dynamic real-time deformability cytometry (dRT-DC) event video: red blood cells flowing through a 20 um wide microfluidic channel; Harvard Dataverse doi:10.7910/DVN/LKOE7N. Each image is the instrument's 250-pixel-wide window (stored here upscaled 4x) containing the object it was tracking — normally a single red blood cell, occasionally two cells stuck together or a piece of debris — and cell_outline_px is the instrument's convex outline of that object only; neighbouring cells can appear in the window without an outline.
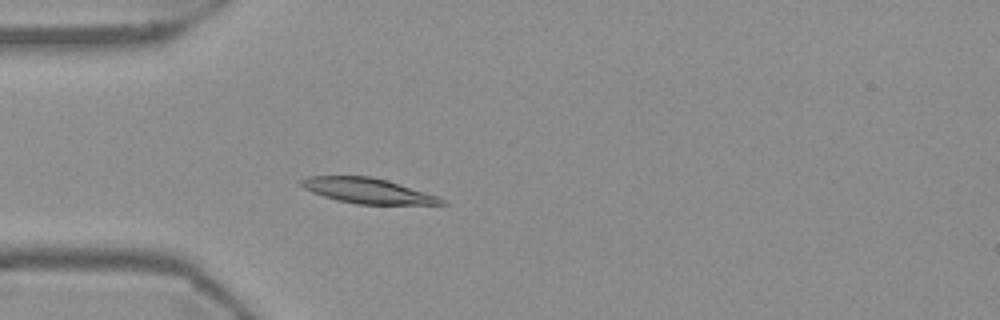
{"species": "Egyptian fruit bat (a non-hibernating species)", "species_latin": "Rousettus aegyptiacus", "temperature_condition": "warm", "stored_images_in_passage": 53, "camera_frame_rate_fps": 3000, "um_per_image_px": 0.085, "frame": {"image": 1, "passage_image": 14, "time_ms": 4.333, "image_size_px": [1000, 320], "cell_outline_px": [[448, 204], [356, 204], [336, 200], [312, 192], [304, 188], [300, 184], [300, 180], [308, 176], [372, 176], [388, 180], [436, 196], [444, 200]], "centroid_in_image_um": [31.21, 16.21], "position_along_channel_um": 53.8, "area_um2": 20.4}}
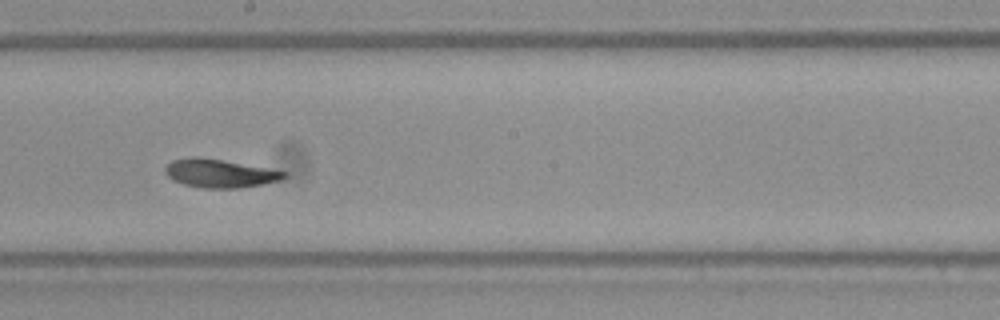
{"frame": {"image": 2, "passage_image": 29, "time_ms": 9.333, "image_size_px": [1000, 320], "cell_outline_px": [[288, 176], [280, 180], [264, 184], [240, 188], [204, 188], [184, 184], [172, 180], [164, 172], [164, 168], [172, 160], [192, 156], [196, 156], [220, 160], [288, 172]], "centroid_in_image_um": [18.66, 14.74], "position_along_channel_um": 229.5, "area_um2": 19.54}}
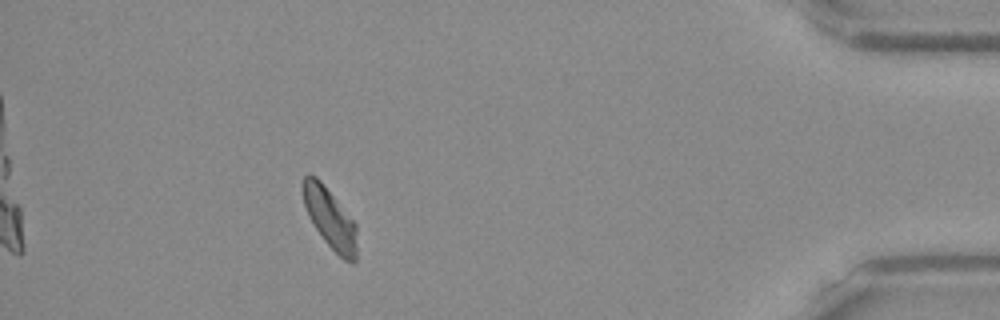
{"frame": {"image": 3, "passage_image": 48, "time_ms": 15.667, "image_size_px": [1000, 320], "cell_outline_px": [[356, 260], [352, 264], [344, 260], [324, 240], [308, 216], [304, 204], [300, 188], [300, 184], [304, 176], [316, 176], [320, 180], [356, 224]], "centroid_in_image_um": [28.02, 18.54], "position_along_channel_um": 407.2, "area_um2": 18.79}, "authors_computed_cell_mechanics": {"area_um2": 19.7676, "velocity_mm_per_s": 3.6609, "shape_relaxation_time_tau1_ms": 4.5308, "shape_relaxation_time_tau2_ms": 6.3382, "deformation_change_tau1": 0.1461, "deformation_change_tau2": 0.1096}}